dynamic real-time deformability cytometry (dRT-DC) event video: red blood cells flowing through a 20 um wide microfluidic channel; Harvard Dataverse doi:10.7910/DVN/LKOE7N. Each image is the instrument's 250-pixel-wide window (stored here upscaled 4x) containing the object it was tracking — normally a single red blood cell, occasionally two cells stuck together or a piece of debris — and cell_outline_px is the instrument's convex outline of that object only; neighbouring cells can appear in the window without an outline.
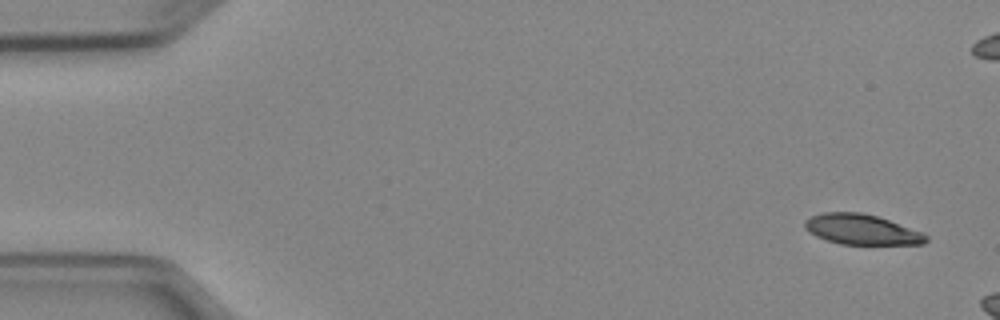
{"species": "Egyptian fruit bat (a non-hibernating species)", "species_latin": "Rousettus aegyptiacus", "temperature_condition": "cold", "stored_images_in_passage": 3, "camera_frame_rate_fps": 3000, "um_per_image_px": 0.085, "animal": {"sex": "female"}, "frame": {"image": 1, "passage_image": 1, "time_ms": 0.0, "image_size_px": [1000, 320], "cell_outline_px": [[928, 240], [924, 244], [840, 244], [816, 236], [804, 228], [804, 220], [812, 216], [824, 212], [860, 212], [876, 216], [924, 232], [928, 236]], "centroid_in_image_um": [73.25, 19.5], "position_along_channel_um": 11.7, "area_um2": 21.33}}